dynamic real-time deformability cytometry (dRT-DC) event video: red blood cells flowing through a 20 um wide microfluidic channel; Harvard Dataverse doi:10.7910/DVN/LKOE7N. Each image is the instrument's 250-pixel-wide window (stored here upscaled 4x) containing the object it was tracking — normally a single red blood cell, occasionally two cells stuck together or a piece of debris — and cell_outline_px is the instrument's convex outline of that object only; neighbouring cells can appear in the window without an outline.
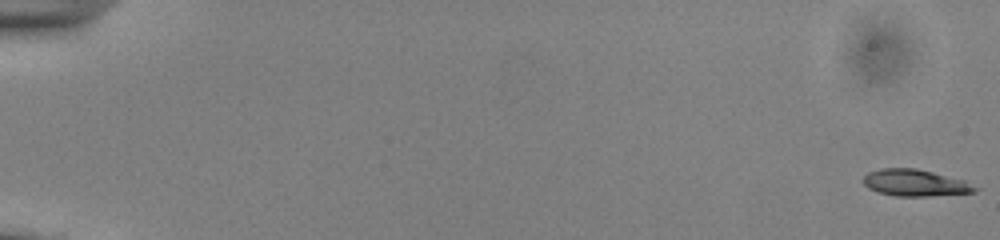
{"species": "common noctule bat (a hibernating species)", "species_latin": "Nyctalus noctula", "temperature_condition": "cold", "stored_images_in_passage": 55, "camera_frame_rate_fps": 3000, "um_per_image_px": 0.085, "animal": {"sex": "male", "body_mass_g": 13.0, "forearm_length_mm": 53.1}, "frame": {"image": 1, "passage_image": 1, "time_ms": 0.0, "image_size_px": [1000, 240], "cell_outline_px": [[980, 188], [976, 192], [928, 196], [896, 196], [876, 192], [868, 188], [864, 184], [864, 176], [868, 172], [884, 168], [916, 168], [964, 180]], "centroid_in_image_um": [77.79, 15.55], "position_along_channel_um": 7.2, "area_um2": 17.34}}
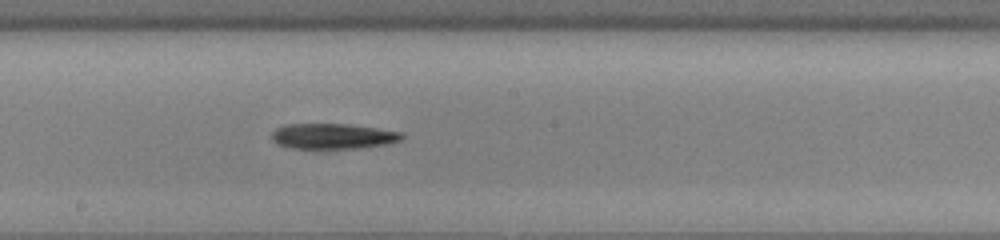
{"frame": {"image": 2, "passage_image": 32, "time_ms": 10.333, "image_size_px": [1000, 240], "cell_outline_px": [[404, 136], [400, 140], [388, 144], [360, 148], [292, 148], [280, 144], [272, 140], [272, 132], [276, 128], [284, 124], [348, 124], [376, 128], [400, 132]], "centroid_in_image_um": [28.29, 11.57], "position_along_channel_um": 219.9, "area_um2": 19.13}}
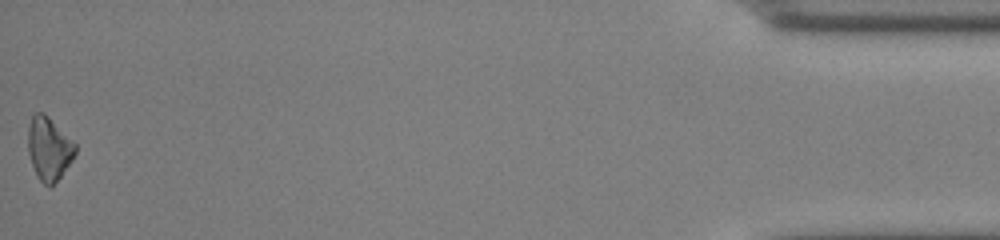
{"frame": {"image": 3, "passage_image": 55, "time_ms": 18.0, "image_size_px": [1000, 240], "cell_outline_px": [[76, 152], [72, 160], [60, 176], [48, 188], [36, 176], [28, 152], [28, 128], [32, 116], [36, 112], [44, 112], [76, 144]], "centroid_in_image_um": [4.15, 12.62], "position_along_channel_um": 431.1, "area_um2": 17.22}, "authors_computed_cell_mechanics": {"area_um2": 18.207, "velocity_mm_per_s": 3.8769, "shape_relaxation_time_tau1_ms": 4.3164, "shape_relaxation_time_tau2_ms": null, "deformation_change_tau1": 0.135, "deformation_change_tau2": null}}